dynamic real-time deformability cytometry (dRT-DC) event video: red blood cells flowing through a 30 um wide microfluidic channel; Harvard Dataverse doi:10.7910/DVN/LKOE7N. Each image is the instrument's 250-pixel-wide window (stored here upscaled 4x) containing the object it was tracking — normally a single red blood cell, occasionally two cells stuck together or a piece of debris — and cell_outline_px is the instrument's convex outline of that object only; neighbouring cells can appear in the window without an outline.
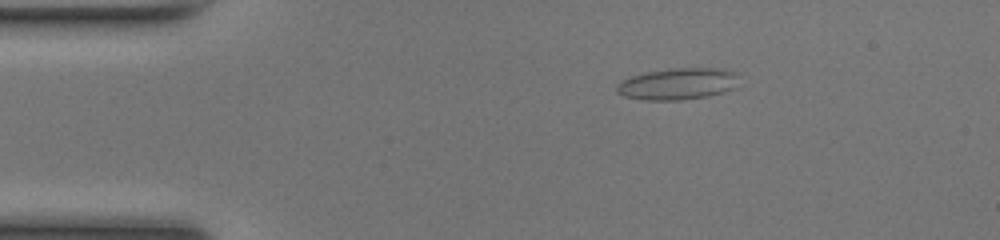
{"species": "common noctule bat (a hibernating species)", "species_latin": "Nyctalus noctula", "temperature_condition": "room temperature", "stored_images_in_passage": 43, "camera_frame_rate_fps": 3000, "um_per_image_px": 0.085, "animal": {"sex": "female", "body_mass_g": 17.0, "forearm_length_mm": 48.0}, "frame": {"image": 1, "passage_image": 2, "time_ms": 0.333, "image_size_px": [1000, 240], "cell_outline_px": [[736, 88], [708, 96], [680, 100], [644, 100], [624, 96], [616, 92], [616, 84], [632, 76], [644, 72], [668, 68], [724, 68], [736, 72]], "centroid_in_image_um": [57.6, 7.12], "position_along_channel_um": 27.4, "area_um2": 22.66}}
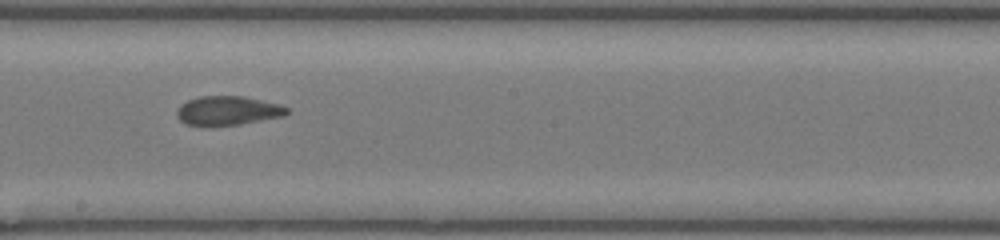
{"frame": {"image": 2, "passage_image": 21, "time_ms": 6.667, "image_size_px": [1000, 240], "cell_outline_px": [[288, 112], [280, 116], [240, 124], [188, 124], [180, 120], [176, 116], [176, 112], [180, 104], [188, 100], [200, 96], [244, 96], [280, 104], [288, 108]], "centroid_in_image_um": [19.34, 9.37], "position_along_channel_um": 228.9, "area_um2": 18.15}}
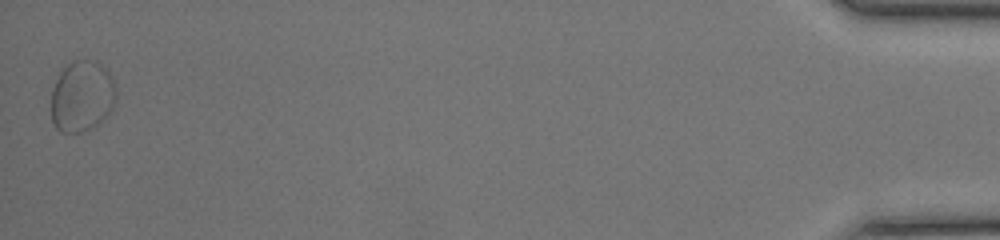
{"frame": {"image": 3, "passage_image": 43, "time_ms": 14.0, "image_size_px": [1000, 240], "cell_outline_px": [[116, 100], [108, 112], [92, 128], [80, 132], [60, 132], [56, 128], [52, 120], [52, 88], [60, 72], [68, 64], [76, 60], [92, 60], [108, 68], [112, 76], [116, 88]], "centroid_in_image_um": [6.97, 8.16], "position_along_channel_um": 428.2, "area_um2": 26.76}, "authors_computed_cell_mechanics": {"area_um2": 18.6694, "velocity_mm_per_s": 4.1226, "shape_relaxation_time_tau1_ms": null, "shape_relaxation_time_tau2_ms": 2.8818, "deformation_change_tau1": null, "deformation_change_tau2": 0.0901}}